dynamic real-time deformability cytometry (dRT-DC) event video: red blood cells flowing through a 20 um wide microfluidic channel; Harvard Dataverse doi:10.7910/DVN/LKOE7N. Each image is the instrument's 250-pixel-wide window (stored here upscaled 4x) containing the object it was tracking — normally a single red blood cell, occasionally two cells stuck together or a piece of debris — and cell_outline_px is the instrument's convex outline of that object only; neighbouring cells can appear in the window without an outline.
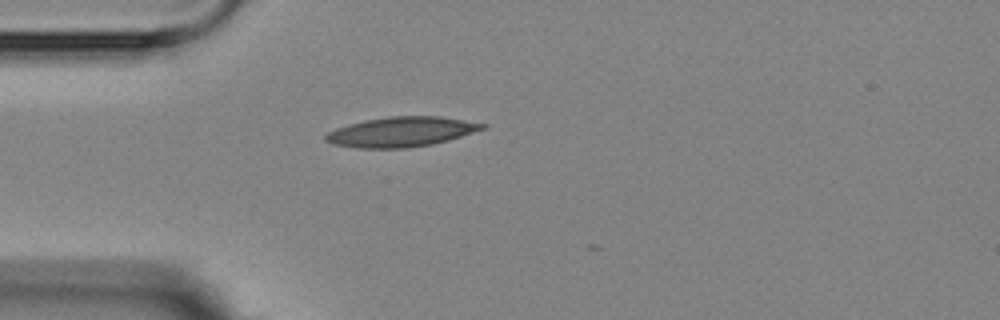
{"species": "Egyptian fruit bat (a non-hibernating species)", "species_latin": "Rousettus aegyptiacus", "temperature_condition": "room temperature", "stored_images_in_passage": 1, "camera_frame_rate_fps": 3000, "um_per_image_px": 0.085, "animal": {"sex": "female"}, "frame": {"image": 1, "passage_image": 1, "time_ms": 0.0, "image_size_px": [1000, 320], "cell_outline_px": [[488, 124], [484, 128], [448, 140], [432, 144], [408, 148], [356, 148], [332, 144], [324, 140], [324, 136], [328, 132], [336, 128], [348, 124], [364, 120], [388, 116], [440, 116]], "centroid_in_image_um": [34.05, 11.2], "position_along_channel_um": 50.9, "area_um2": 27.28}}